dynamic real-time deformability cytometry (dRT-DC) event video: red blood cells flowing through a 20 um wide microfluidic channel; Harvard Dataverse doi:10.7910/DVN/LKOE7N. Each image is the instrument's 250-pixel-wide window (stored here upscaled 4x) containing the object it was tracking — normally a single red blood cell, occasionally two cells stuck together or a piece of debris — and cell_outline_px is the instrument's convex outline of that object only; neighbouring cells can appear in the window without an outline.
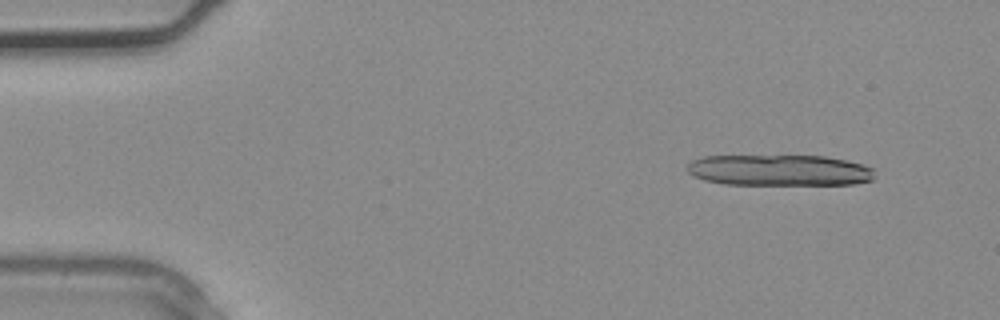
{"species": "common noctule bat (a hibernating species)", "species_latin": "Nyctalus noctula", "temperature_condition": "warm", "stored_images_in_passage": 3, "camera_frame_rate_fps": 3000, "um_per_image_px": 0.085, "animal": {"sex": "male", "body_mass_g": 20.4}, "frame": {"image": 1, "passage_image": 1, "time_ms": 0.0, "image_size_px": [1000, 320], "cell_outline_px": [[872, 180], [852, 184], [724, 184], [704, 180], [688, 172], [688, 164], [692, 160], [704, 156], [824, 156], [844, 160], [860, 164], [872, 168]], "centroid_in_image_um": [66.2, 14.47], "position_along_channel_um": 18.8, "area_um2": 33.52}}
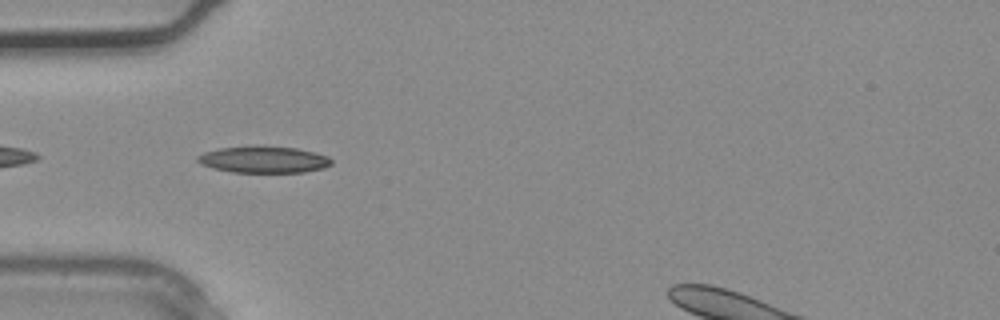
{"frame": {"image": 2, "passage_image": 3, "time_ms": 0.667, "image_size_px": [1000, 320], "cell_outline_px": [[332, 164], [324, 168], [304, 172], [232, 172], [212, 168], [200, 164], [196, 160], [196, 156], [204, 152], [220, 148], [296, 148], [316, 152], [328, 156], [332, 160]], "centroid_in_image_um": [22.43, 13.6], "position_along_channel_um": 62.6, "area_um2": 20.17}}